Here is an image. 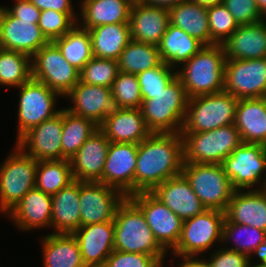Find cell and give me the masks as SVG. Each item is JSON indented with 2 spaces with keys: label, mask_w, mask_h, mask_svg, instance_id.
<instances>
[{
  "label": "cell",
  "mask_w": 266,
  "mask_h": 267,
  "mask_svg": "<svg viewBox=\"0 0 266 267\" xmlns=\"http://www.w3.org/2000/svg\"><path fill=\"white\" fill-rule=\"evenodd\" d=\"M204 259L208 267H247L251 258L244 253L220 247Z\"/></svg>",
  "instance_id": "c3c4849f"
},
{
  "label": "cell",
  "mask_w": 266,
  "mask_h": 267,
  "mask_svg": "<svg viewBox=\"0 0 266 267\" xmlns=\"http://www.w3.org/2000/svg\"><path fill=\"white\" fill-rule=\"evenodd\" d=\"M99 129L92 120L72 114L63 108L61 160H70L86 140Z\"/></svg>",
  "instance_id": "e575fe53"
},
{
  "label": "cell",
  "mask_w": 266,
  "mask_h": 267,
  "mask_svg": "<svg viewBox=\"0 0 266 267\" xmlns=\"http://www.w3.org/2000/svg\"><path fill=\"white\" fill-rule=\"evenodd\" d=\"M196 267H208L206 263L203 261V259L200 257L196 258Z\"/></svg>",
  "instance_id": "680465c9"
},
{
  "label": "cell",
  "mask_w": 266,
  "mask_h": 267,
  "mask_svg": "<svg viewBox=\"0 0 266 267\" xmlns=\"http://www.w3.org/2000/svg\"><path fill=\"white\" fill-rule=\"evenodd\" d=\"M207 15L211 45L222 44L239 26L223 3L208 7Z\"/></svg>",
  "instance_id": "ee69618b"
},
{
  "label": "cell",
  "mask_w": 266,
  "mask_h": 267,
  "mask_svg": "<svg viewBox=\"0 0 266 267\" xmlns=\"http://www.w3.org/2000/svg\"><path fill=\"white\" fill-rule=\"evenodd\" d=\"M261 14L266 18V0H257Z\"/></svg>",
  "instance_id": "9f6ffc18"
},
{
  "label": "cell",
  "mask_w": 266,
  "mask_h": 267,
  "mask_svg": "<svg viewBox=\"0 0 266 267\" xmlns=\"http://www.w3.org/2000/svg\"><path fill=\"white\" fill-rule=\"evenodd\" d=\"M235 127L244 143L266 142V97L239 99Z\"/></svg>",
  "instance_id": "f546056e"
},
{
  "label": "cell",
  "mask_w": 266,
  "mask_h": 267,
  "mask_svg": "<svg viewBox=\"0 0 266 267\" xmlns=\"http://www.w3.org/2000/svg\"><path fill=\"white\" fill-rule=\"evenodd\" d=\"M182 174L206 209L226 211L235 189L222 164L183 163Z\"/></svg>",
  "instance_id": "9c48e42d"
},
{
  "label": "cell",
  "mask_w": 266,
  "mask_h": 267,
  "mask_svg": "<svg viewBox=\"0 0 266 267\" xmlns=\"http://www.w3.org/2000/svg\"><path fill=\"white\" fill-rule=\"evenodd\" d=\"M170 24H173L204 45H211L207 7L190 0L179 3L168 10Z\"/></svg>",
  "instance_id": "836d02e7"
},
{
  "label": "cell",
  "mask_w": 266,
  "mask_h": 267,
  "mask_svg": "<svg viewBox=\"0 0 266 267\" xmlns=\"http://www.w3.org/2000/svg\"><path fill=\"white\" fill-rule=\"evenodd\" d=\"M80 181L73 180L52 195L51 226L54 233L73 234L81 227Z\"/></svg>",
  "instance_id": "83f0119b"
},
{
  "label": "cell",
  "mask_w": 266,
  "mask_h": 267,
  "mask_svg": "<svg viewBox=\"0 0 266 267\" xmlns=\"http://www.w3.org/2000/svg\"><path fill=\"white\" fill-rule=\"evenodd\" d=\"M222 3L238 25L253 24L265 19L259 10L257 0H223Z\"/></svg>",
  "instance_id": "bcb514c9"
},
{
  "label": "cell",
  "mask_w": 266,
  "mask_h": 267,
  "mask_svg": "<svg viewBox=\"0 0 266 267\" xmlns=\"http://www.w3.org/2000/svg\"><path fill=\"white\" fill-rule=\"evenodd\" d=\"M65 98L73 104L66 107L68 111L90 119L98 126L116 109L110 87L89 85L80 80Z\"/></svg>",
  "instance_id": "d6986e66"
},
{
  "label": "cell",
  "mask_w": 266,
  "mask_h": 267,
  "mask_svg": "<svg viewBox=\"0 0 266 267\" xmlns=\"http://www.w3.org/2000/svg\"><path fill=\"white\" fill-rule=\"evenodd\" d=\"M183 139V163L222 164L242 143L234 124L197 133H181Z\"/></svg>",
  "instance_id": "5b68a950"
},
{
  "label": "cell",
  "mask_w": 266,
  "mask_h": 267,
  "mask_svg": "<svg viewBox=\"0 0 266 267\" xmlns=\"http://www.w3.org/2000/svg\"><path fill=\"white\" fill-rule=\"evenodd\" d=\"M265 232L249 225L228 222L225 219L221 242L223 244L227 241H230V244L233 242L230 247L225 246V248L247 254L252 260V255L256 252L257 246L262 243Z\"/></svg>",
  "instance_id": "ab89813d"
},
{
  "label": "cell",
  "mask_w": 266,
  "mask_h": 267,
  "mask_svg": "<svg viewBox=\"0 0 266 267\" xmlns=\"http://www.w3.org/2000/svg\"><path fill=\"white\" fill-rule=\"evenodd\" d=\"M39 10H55L63 13H75L72 0H29Z\"/></svg>",
  "instance_id": "f907efd6"
},
{
  "label": "cell",
  "mask_w": 266,
  "mask_h": 267,
  "mask_svg": "<svg viewBox=\"0 0 266 267\" xmlns=\"http://www.w3.org/2000/svg\"><path fill=\"white\" fill-rule=\"evenodd\" d=\"M43 237L44 267H86L79 243L73 234L52 232Z\"/></svg>",
  "instance_id": "4dcf8cb0"
},
{
  "label": "cell",
  "mask_w": 266,
  "mask_h": 267,
  "mask_svg": "<svg viewBox=\"0 0 266 267\" xmlns=\"http://www.w3.org/2000/svg\"><path fill=\"white\" fill-rule=\"evenodd\" d=\"M128 197L141 209L158 244L166 252L173 250L179 242L183 220L151 192H138Z\"/></svg>",
  "instance_id": "4fadbf2b"
},
{
  "label": "cell",
  "mask_w": 266,
  "mask_h": 267,
  "mask_svg": "<svg viewBox=\"0 0 266 267\" xmlns=\"http://www.w3.org/2000/svg\"><path fill=\"white\" fill-rule=\"evenodd\" d=\"M78 23V14L63 13L55 10H42L38 26L46 39L51 42L62 37Z\"/></svg>",
  "instance_id": "7bdbcfd3"
},
{
  "label": "cell",
  "mask_w": 266,
  "mask_h": 267,
  "mask_svg": "<svg viewBox=\"0 0 266 267\" xmlns=\"http://www.w3.org/2000/svg\"><path fill=\"white\" fill-rule=\"evenodd\" d=\"M38 20H21L5 6L0 7V48L33 56L49 41L41 32Z\"/></svg>",
  "instance_id": "2e32d148"
},
{
  "label": "cell",
  "mask_w": 266,
  "mask_h": 267,
  "mask_svg": "<svg viewBox=\"0 0 266 267\" xmlns=\"http://www.w3.org/2000/svg\"><path fill=\"white\" fill-rule=\"evenodd\" d=\"M254 255L258 257L257 260H266V232L262 243L257 246L256 252L253 254V258Z\"/></svg>",
  "instance_id": "f5cc1de1"
},
{
  "label": "cell",
  "mask_w": 266,
  "mask_h": 267,
  "mask_svg": "<svg viewBox=\"0 0 266 267\" xmlns=\"http://www.w3.org/2000/svg\"><path fill=\"white\" fill-rule=\"evenodd\" d=\"M190 1L207 8L221 4L223 2V0H190Z\"/></svg>",
  "instance_id": "db71d44e"
},
{
  "label": "cell",
  "mask_w": 266,
  "mask_h": 267,
  "mask_svg": "<svg viewBox=\"0 0 266 267\" xmlns=\"http://www.w3.org/2000/svg\"><path fill=\"white\" fill-rule=\"evenodd\" d=\"M179 267H196V258H180Z\"/></svg>",
  "instance_id": "11a10c76"
},
{
  "label": "cell",
  "mask_w": 266,
  "mask_h": 267,
  "mask_svg": "<svg viewBox=\"0 0 266 267\" xmlns=\"http://www.w3.org/2000/svg\"><path fill=\"white\" fill-rule=\"evenodd\" d=\"M175 70V71H174ZM177 69L162 62L159 66L137 74L142 98L162 91L175 77Z\"/></svg>",
  "instance_id": "f6af8a7d"
},
{
  "label": "cell",
  "mask_w": 266,
  "mask_h": 267,
  "mask_svg": "<svg viewBox=\"0 0 266 267\" xmlns=\"http://www.w3.org/2000/svg\"><path fill=\"white\" fill-rule=\"evenodd\" d=\"M99 130L112 143L139 144L151 134L140 108H116L99 125Z\"/></svg>",
  "instance_id": "603a6c76"
},
{
  "label": "cell",
  "mask_w": 266,
  "mask_h": 267,
  "mask_svg": "<svg viewBox=\"0 0 266 267\" xmlns=\"http://www.w3.org/2000/svg\"><path fill=\"white\" fill-rule=\"evenodd\" d=\"M118 73V60L93 56L79 72V80L85 84L111 88Z\"/></svg>",
  "instance_id": "b9f144b4"
},
{
  "label": "cell",
  "mask_w": 266,
  "mask_h": 267,
  "mask_svg": "<svg viewBox=\"0 0 266 267\" xmlns=\"http://www.w3.org/2000/svg\"><path fill=\"white\" fill-rule=\"evenodd\" d=\"M238 99L226 91L189 98L181 133H197L234 124Z\"/></svg>",
  "instance_id": "8992f818"
},
{
  "label": "cell",
  "mask_w": 266,
  "mask_h": 267,
  "mask_svg": "<svg viewBox=\"0 0 266 267\" xmlns=\"http://www.w3.org/2000/svg\"><path fill=\"white\" fill-rule=\"evenodd\" d=\"M88 31L97 58L118 60L131 40L129 23L104 24Z\"/></svg>",
  "instance_id": "d6a6232c"
},
{
  "label": "cell",
  "mask_w": 266,
  "mask_h": 267,
  "mask_svg": "<svg viewBox=\"0 0 266 267\" xmlns=\"http://www.w3.org/2000/svg\"><path fill=\"white\" fill-rule=\"evenodd\" d=\"M19 89L17 140L29 129L57 115L56 100L62 97L46 84L34 79L22 84Z\"/></svg>",
  "instance_id": "7c38bea8"
},
{
  "label": "cell",
  "mask_w": 266,
  "mask_h": 267,
  "mask_svg": "<svg viewBox=\"0 0 266 267\" xmlns=\"http://www.w3.org/2000/svg\"><path fill=\"white\" fill-rule=\"evenodd\" d=\"M62 129L63 108L57 115L25 132L16 140V145L37 161L61 160Z\"/></svg>",
  "instance_id": "e0dca14e"
},
{
  "label": "cell",
  "mask_w": 266,
  "mask_h": 267,
  "mask_svg": "<svg viewBox=\"0 0 266 267\" xmlns=\"http://www.w3.org/2000/svg\"><path fill=\"white\" fill-rule=\"evenodd\" d=\"M204 44L197 38L190 36L181 28L170 24L164 33L158 50L162 61L170 67L177 69L190 59L193 55L198 53Z\"/></svg>",
  "instance_id": "1f68e13d"
},
{
  "label": "cell",
  "mask_w": 266,
  "mask_h": 267,
  "mask_svg": "<svg viewBox=\"0 0 266 267\" xmlns=\"http://www.w3.org/2000/svg\"><path fill=\"white\" fill-rule=\"evenodd\" d=\"M73 235L76 237L86 267H103L114 251V222L81 226Z\"/></svg>",
  "instance_id": "44dd1931"
},
{
  "label": "cell",
  "mask_w": 266,
  "mask_h": 267,
  "mask_svg": "<svg viewBox=\"0 0 266 267\" xmlns=\"http://www.w3.org/2000/svg\"><path fill=\"white\" fill-rule=\"evenodd\" d=\"M158 46L130 40L118 59L119 72L138 74L162 63Z\"/></svg>",
  "instance_id": "8d00e7d4"
},
{
  "label": "cell",
  "mask_w": 266,
  "mask_h": 267,
  "mask_svg": "<svg viewBox=\"0 0 266 267\" xmlns=\"http://www.w3.org/2000/svg\"><path fill=\"white\" fill-rule=\"evenodd\" d=\"M125 197L118 189L103 183L80 181L81 226L113 221Z\"/></svg>",
  "instance_id": "9a60e30c"
},
{
  "label": "cell",
  "mask_w": 266,
  "mask_h": 267,
  "mask_svg": "<svg viewBox=\"0 0 266 267\" xmlns=\"http://www.w3.org/2000/svg\"><path fill=\"white\" fill-rule=\"evenodd\" d=\"M151 193L182 220L206 210L183 174L167 179Z\"/></svg>",
  "instance_id": "7402d4cb"
},
{
  "label": "cell",
  "mask_w": 266,
  "mask_h": 267,
  "mask_svg": "<svg viewBox=\"0 0 266 267\" xmlns=\"http://www.w3.org/2000/svg\"><path fill=\"white\" fill-rule=\"evenodd\" d=\"M168 9L134 0L129 17L131 39L158 46L169 25Z\"/></svg>",
  "instance_id": "484cf974"
},
{
  "label": "cell",
  "mask_w": 266,
  "mask_h": 267,
  "mask_svg": "<svg viewBox=\"0 0 266 267\" xmlns=\"http://www.w3.org/2000/svg\"><path fill=\"white\" fill-rule=\"evenodd\" d=\"M226 59H258L266 57V18L239 25L222 44Z\"/></svg>",
  "instance_id": "4316f807"
},
{
  "label": "cell",
  "mask_w": 266,
  "mask_h": 267,
  "mask_svg": "<svg viewBox=\"0 0 266 267\" xmlns=\"http://www.w3.org/2000/svg\"><path fill=\"white\" fill-rule=\"evenodd\" d=\"M225 219L266 231V188L235 190L225 211Z\"/></svg>",
  "instance_id": "cb8c5ba5"
},
{
  "label": "cell",
  "mask_w": 266,
  "mask_h": 267,
  "mask_svg": "<svg viewBox=\"0 0 266 267\" xmlns=\"http://www.w3.org/2000/svg\"><path fill=\"white\" fill-rule=\"evenodd\" d=\"M14 148L0 165V214H7L35 187L38 161Z\"/></svg>",
  "instance_id": "ba28073f"
},
{
  "label": "cell",
  "mask_w": 266,
  "mask_h": 267,
  "mask_svg": "<svg viewBox=\"0 0 266 267\" xmlns=\"http://www.w3.org/2000/svg\"><path fill=\"white\" fill-rule=\"evenodd\" d=\"M109 145V139L99 129L92 134L69 160L73 179L102 183Z\"/></svg>",
  "instance_id": "ffe728a7"
},
{
  "label": "cell",
  "mask_w": 266,
  "mask_h": 267,
  "mask_svg": "<svg viewBox=\"0 0 266 267\" xmlns=\"http://www.w3.org/2000/svg\"><path fill=\"white\" fill-rule=\"evenodd\" d=\"M225 52L221 44L204 45L190 59L180 65L177 77L189 98L224 90Z\"/></svg>",
  "instance_id": "7a4b0ae2"
},
{
  "label": "cell",
  "mask_w": 266,
  "mask_h": 267,
  "mask_svg": "<svg viewBox=\"0 0 266 267\" xmlns=\"http://www.w3.org/2000/svg\"><path fill=\"white\" fill-rule=\"evenodd\" d=\"M189 97L176 76L162 91L145 95L141 111L151 133H181Z\"/></svg>",
  "instance_id": "3957f363"
},
{
  "label": "cell",
  "mask_w": 266,
  "mask_h": 267,
  "mask_svg": "<svg viewBox=\"0 0 266 267\" xmlns=\"http://www.w3.org/2000/svg\"><path fill=\"white\" fill-rule=\"evenodd\" d=\"M7 215L12 223L22 231L50 227L52 196L34 187L23 196Z\"/></svg>",
  "instance_id": "d4e9b609"
},
{
  "label": "cell",
  "mask_w": 266,
  "mask_h": 267,
  "mask_svg": "<svg viewBox=\"0 0 266 267\" xmlns=\"http://www.w3.org/2000/svg\"><path fill=\"white\" fill-rule=\"evenodd\" d=\"M111 93L116 108H140L143 102L136 74L119 72L112 84Z\"/></svg>",
  "instance_id": "60d3db41"
},
{
  "label": "cell",
  "mask_w": 266,
  "mask_h": 267,
  "mask_svg": "<svg viewBox=\"0 0 266 267\" xmlns=\"http://www.w3.org/2000/svg\"><path fill=\"white\" fill-rule=\"evenodd\" d=\"M222 166L235 190L266 188V149L263 144L242 142ZM257 184L260 185L258 188Z\"/></svg>",
  "instance_id": "30bf717a"
},
{
  "label": "cell",
  "mask_w": 266,
  "mask_h": 267,
  "mask_svg": "<svg viewBox=\"0 0 266 267\" xmlns=\"http://www.w3.org/2000/svg\"><path fill=\"white\" fill-rule=\"evenodd\" d=\"M224 91L239 99L266 97V57L226 59Z\"/></svg>",
  "instance_id": "5bb4252c"
},
{
  "label": "cell",
  "mask_w": 266,
  "mask_h": 267,
  "mask_svg": "<svg viewBox=\"0 0 266 267\" xmlns=\"http://www.w3.org/2000/svg\"><path fill=\"white\" fill-rule=\"evenodd\" d=\"M254 262L251 263V260L247 267H266V260H259L257 263L253 265Z\"/></svg>",
  "instance_id": "6f0895ef"
},
{
  "label": "cell",
  "mask_w": 266,
  "mask_h": 267,
  "mask_svg": "<svg viewBox=\"0 0 266 267\" xmlns=\"http://www.w3.org/2000/svg\"><path fill=\"white\" fill-rule=\"evenodd\" d=\"M138 144L110 142L102 183L121 191L126 197L134 194V172Z\"/></svg>",
  "instance_id": "ac0fdd59"
},
{
  "label": "cell",
  "mask_w": 266,
  "mask_h": 267,
  "mask_svg": "<svg viewBox=\"0 0 266 267\" xmlns=\"http://www.w3.org/2000/svg\"><path fill=\"white\" fill-rule=\"evenodd\" d=\"M14 17L21 20H39L40 12L29 0H16L12 8L5 7Z\"/></svg>",
  "instance_id": "681fc988"
},
{
  "label": "cell",
  "mask_w": 266,
  "mask_h": 267,
  "mask_svg": "<svg viewBox=\"0 0 266 267\" xmlns=\"http://www.w3.org/2000/svg\"><path fill=\"white\" fill-rule=\"evenodd\" d=\"M156 260L153 255L114 250L103 267H150Z\"/></svg>",
  "instance_id": "7dc6e473"
},
{
  "label": "cell",
  "mask_w": 266,
  "mask_h": 267,
  "mask_svg": "<svg viewBox=\"0 0 266 267\" xmlns=\"http://www.w3.org/2000/svg\"><path fill=\"white\" fill-rule=\"evenodd\" d=\"M165 258L156 260L150 267H163V261Z\"/></svg>",
  "instance_id": "91938a15"
},
{
  "label": "cell",
  "mask_w": 266,
  "mask_h": 267,
  "mask_svg": "<svg viewBox=\"0 0 266 267\" xmlns=\"http://www.w3.org/2000/svg\"><path fill=\"white\" fill-rule=\"evenodd\" d=\"M32 79V57L0 48V86L18 88Z\"/></svg>",
  "instance_id": "74e56055"
},
{
  "label": "cell",
  "mask_w": 266,
  "mask_h": 267,
  "mask_svg": "<svg viewBox=\"0 0 266 267\" xmlns=\"http://www.w3.org/2000/svg\"><path fill=\"white\" fill-rule=\"evenodd\" d=\"M32 79L46 84L65 97L79 82V71L63 57L58 46L51 41L32 56Z\"/></svg>",
  "instance_id": "8fae6325"
},
{
  "label": "cell",
  "mask_w": 266,
  "mask_h": 267,
  "mask_svg": "<svg viewBox=\"0 0 266 267\" xmlns=\"http://www.w3.org/2000/svg\"><path fill=\"white\" fill-rule=\"evenodd\" d=\"M224 220L225 212L215 209H206L201 214L183 220L179 242L172 250L174 257L199 258L214 244L222 245Z\"/></svg>",
  "instance_id": "52a82bcc"
},
{
  "label": "cell",
  "mask_w": 266,
  "mask_h": 267,
  "mask_svg": "<svg viewBox=\"0 0 266 267\" xmlns=\"http://www.w3.org/2000/svg\"><path fill=\"white\" fill-rule=\"evenodd\" d=\"M133 2L134 0H82L78 16L82 18H78V25L90 30L104 24L129 23Z\"/></svg>",
  "instance_id": "f1b7e54d"
},
{
  "label": "cell",
  "mask_w": 266,
  "mask_h": 267,
  "mask_svg": "<svg viewBox=\"0 0 266 267\" xmlns=\"http://www.w3.org/2000/svg\"><path fill=\"white\" fill-rule=\"evenodd\" d=\"M68 159L38 161L35 187L53 195L73 181Z\"/></svg>",
  "instance_id": "f35d334b"
},
{
  "label": "cell",
  "mask_w": 266,
  "mask_h": 267,
  "mask_svg": "<svg viewBox=\"0 0 266 267\" xmlns=\"http://www.w3.org/2000/svg\"><path fill=\"white\" fill-rule=\"evenodd\" d=\"M114 222V250L166 258L167 252L155 240L141 209L127 196L117 207Z\"/></svg>",
  "instance_id": "277c9868"
},
{
  "label": "cell",
  "mask_w": 266,
  "mask_h": 267,
  "mask_svg": "<svg viewBox=\"0 0 266 267\" xmlns=\"http://www.w3.org/2000/svg\"><path fill=\"white\" fill-rule=\"evenodd\" d=\"M142 4L151 7H160L165 9H171L172 7L178 5L187 0H138Z\"/></svg>",
  "instance_id": "816d5d0a"
},
{
  "label": "cell",
  "mask_w": 266,
  "mask_h": 267,
  "mask_svg": "<svg viewBox=\"0 0 266 267\" xmlns=\"http://www.w3.org/2000/svg\"><path fill=\"white\" fill-rule=\"evenodd\" d=\"M181 133H151L138 144L134 193L151 192L169 178L182 174Z\"/></svg>",
  "instance_id": "6da1fadb"
},
{
  "label": "cell",
  "mask_w": 266,
  "mask_h": 267,
  "mask_svg": "<svg viewBox=\"0 0 266 267\" xmlns=\"http://www.w3.org/2000/svg\"><path fill=\"white\" fill-rule=\"evenodd\" d=\"M53 42L58 46L63 57L79 72L93 57L90 33L78 24Z\"/></svg>",
  "instance_id": "d590c367"
}]
</instances>
